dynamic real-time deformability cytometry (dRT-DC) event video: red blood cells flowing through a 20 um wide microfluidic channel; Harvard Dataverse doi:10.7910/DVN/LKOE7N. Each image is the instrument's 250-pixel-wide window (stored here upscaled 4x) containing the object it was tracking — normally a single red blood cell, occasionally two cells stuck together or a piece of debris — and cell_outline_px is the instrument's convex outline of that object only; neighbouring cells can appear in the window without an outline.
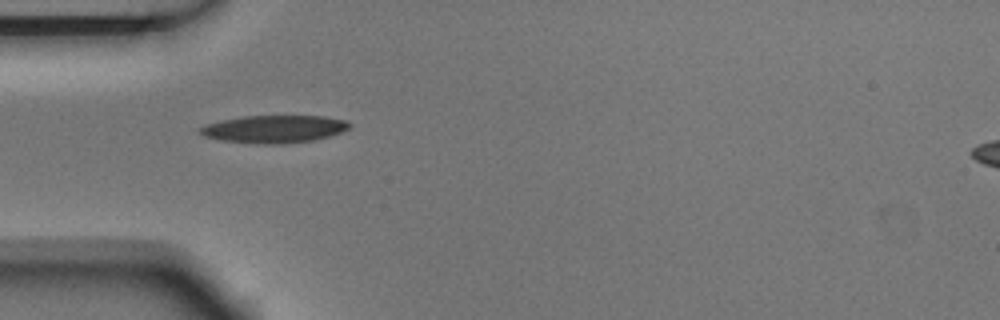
{"species": "Egyptian fruit bat (a non-hibernating species)", "species_latin": "Rousettus aegyptiacus", "temperature_condition": "room temperature", "stored_images_in_passage": 2, "camera_frame_rate_fps": 3000, "um_per_image_px": 0.085, "animal": {"sex": "male"}, "frame": {"image": 1, "passage_image": 1, "time_ms": 0.0, "image_size_px": [1000, 320], "cell_outline_px": [[352, 124], [348, 128], [340, 132], [328, 136], [312, 140], [280, 144], [264, 144], [220, 140], [204, 136], [200, 132], [200, 128], [208, 124], [224, 120], [244, 116], [324, 116], [348, 120]], "centroid_in_image_um": [23.34, 10.96], "position_along_channel_um": 61.7, "area_um2": 23.7}}
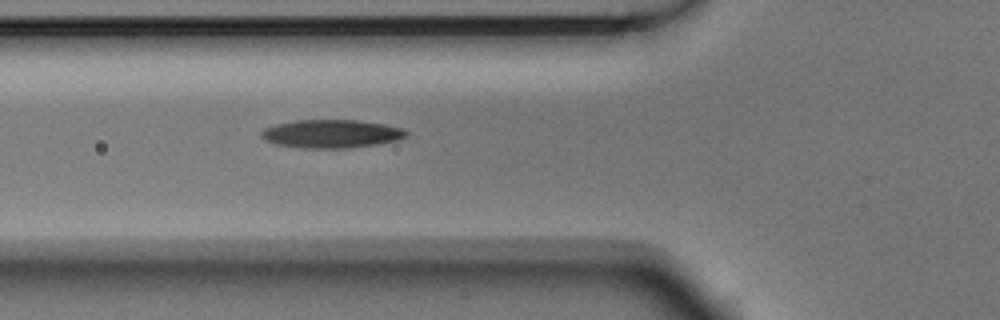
{"frame": {"image": 2, "passage_image": 2, "time_ms": 0.333, "image_size_px": [1000, 320], "cell_outline_px": [[408, 136], [396, 140], [376, 144], [348, 148], [304, 148], [276, 144], [260, 136], [260, 132], [264, 128], [276, 124], [296, 120], [360, 120], [384, 124], [404, 128], [408, 132]], "centroid_in_image_um": [28.19, 11.36], "position_along_channel_um": 97.6, "area_um2": 23.87}}